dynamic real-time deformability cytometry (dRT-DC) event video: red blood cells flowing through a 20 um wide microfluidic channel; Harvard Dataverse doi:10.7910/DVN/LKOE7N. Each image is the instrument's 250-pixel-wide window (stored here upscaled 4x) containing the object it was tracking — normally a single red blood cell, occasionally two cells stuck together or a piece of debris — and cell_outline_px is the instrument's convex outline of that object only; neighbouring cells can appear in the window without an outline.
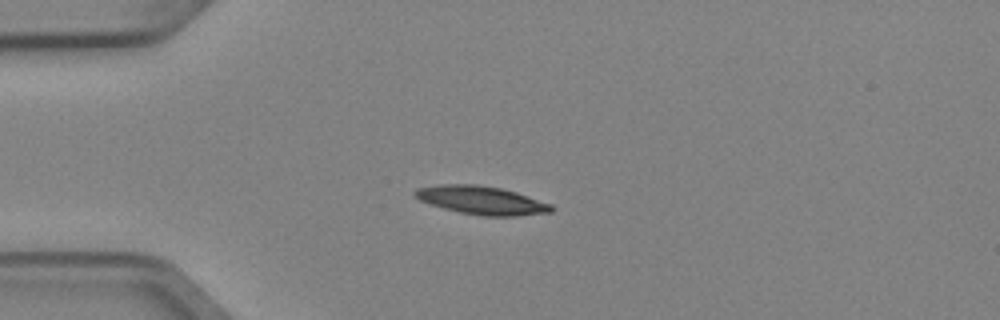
{"species": "Egyptian fruit bat (a non-hibernating species)", "species_latin": "Rousettus aegyptiacus", "temperature_condition": "cold", "stored_images_in_passage": 3, "camera_frame_rate_fps": 3000, "um_per_image_px": 0.085, "animal": {"sex": "female"}, "frame": {"image": 1, "passage_image": 1, "time_ms": 0.0, "image_size_px": [1000, 320], "cell_outline_px": [[556, 208], [552, 212], [516, 216], [484, 216], [460, 212], [444, 208], [420, 200], [412, 192], [416, 188], [440, 184], [476, 184], [500, 188], [516, 192], [552, 204]], "centroid_in_image_um": [40.97, 17.02], "position_along_channel_um": 44.0, "area_um2": 22.48}}
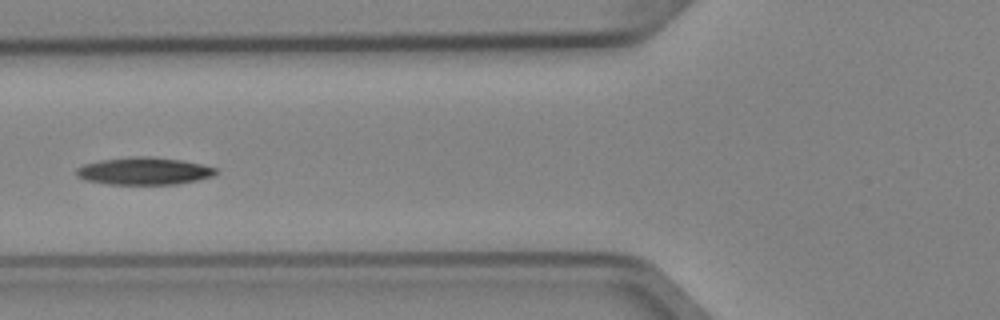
{"frame": {"image": 2, "passage_image": 3, "time_ms": 0.667, "image_size_px": [1000, 320], "cell_outline_px": [[216, 172], [212, 176], [196, 180], [176, 184], [108, 184], [88, 180], [76, 176], [76, 168], [84, 164], [100, 160], [136, 156], [148, 156], [180, 160], [200, 164], [216, 168]], "centroid_in_image_um": [12.21, 14.53], "position_along_channel_um": 113.6, "area_um2": 21.96}}